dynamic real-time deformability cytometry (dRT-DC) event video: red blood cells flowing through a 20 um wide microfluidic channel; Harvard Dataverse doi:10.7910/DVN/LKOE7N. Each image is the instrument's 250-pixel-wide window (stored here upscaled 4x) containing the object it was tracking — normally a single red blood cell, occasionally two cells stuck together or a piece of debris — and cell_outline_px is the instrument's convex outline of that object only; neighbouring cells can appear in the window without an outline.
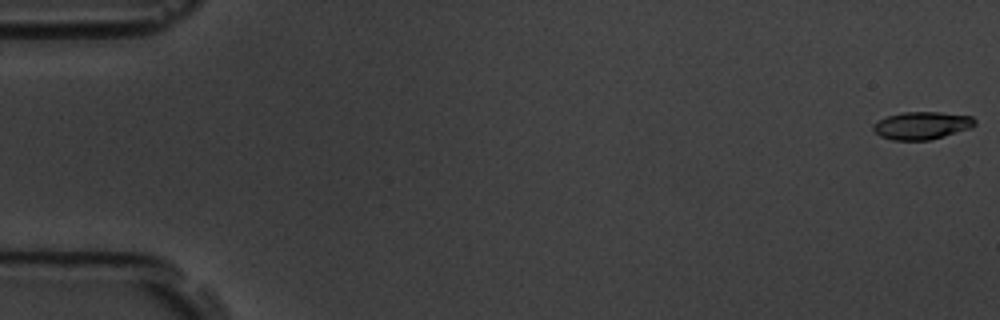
{"species": "common noctule bat (a hibernating species)", "species_latin": "Nyctalus noctula", "temperature_condition": "room temperature", "stored_images_in_passage": 7, "camera_frame_rate_fps": 3000, "um_per_image_px": 0.085, "animal": {"sex": "male", "body_mass_g": 19.5, "forearm_length_mm": 54.6}, "frame": {"image": 1, "passage_image": 1, "time_ms": 0.0, "image_size_px": [1000, 320], "cell_outline_px": [[976, 124], [968, 128], [944, 136], [928, 140], [892, 140], [880, 136], [872, 128], [872, 124], [888, 116], [904, 112], [940, 112], [972, 116], [976, 120]], "centroid_in_image_um": [78.35, 10.66], "position_along_channel_um": 6.7, "area_um2": 16.18}}
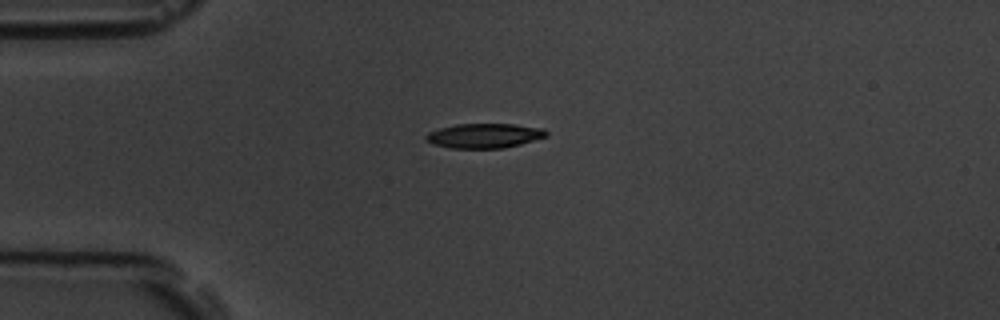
{"frame": {"image": 2, "passage_image": 5, "time_ms": 4.667, "image_size_px": [1000, 320], "cell_outline_px": [[548, 136], [520, 144], [504, 148], [448, 148], [432, 144], [424, 140], [424, 136], [428, 132], [440, 128], [456, 124], [516, 124], [544, 128], [548, 132]], "centroid_in_image_um": [41.15, 11.53], "position_along_channel_um": 43.8, "area_um2": 17.46}}
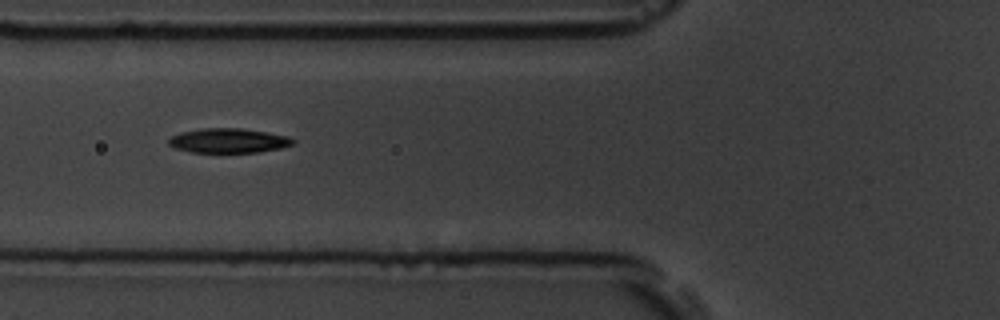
{"frame": {"image": 3, "passage_image": 7, "time_ms": 7.0, "image_size_px": [1000, 320], "cell_outline_px": [[296, 140], [292, 144], [280, 148], [256, 152], [192, 152], [176, 148], [168, 144], [168, 140], [172, 136], [180, 132], [200, 128], [244, 128], [268, 132], [288, 136]], "centroid_in_image_um": [19.42, 11.94], "position_along_channel_um": 106.4, "area_um2": 17.74}}